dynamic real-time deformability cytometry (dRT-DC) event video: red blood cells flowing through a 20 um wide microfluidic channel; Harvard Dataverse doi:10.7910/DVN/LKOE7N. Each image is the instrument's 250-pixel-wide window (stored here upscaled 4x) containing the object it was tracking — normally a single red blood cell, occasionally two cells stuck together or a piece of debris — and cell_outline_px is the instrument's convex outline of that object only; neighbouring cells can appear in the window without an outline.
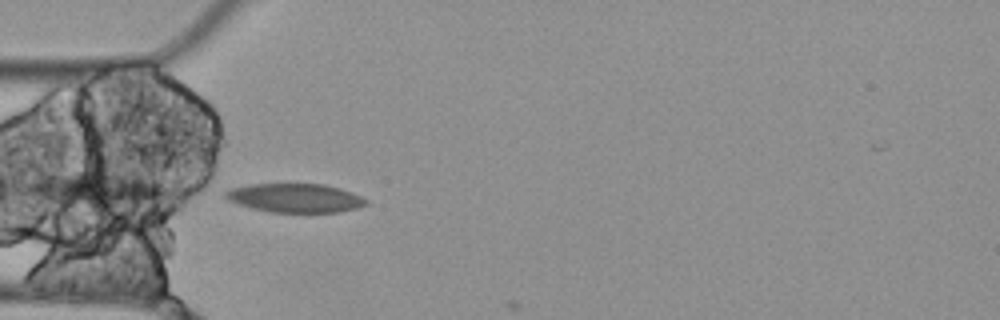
{"species": "Egyptian fruit bat (a non-hibernating species)", "species_latin": "Rousettus aegyptiacus", "temperature_condition": "cold", "stored_images_in_passage": 5, "camera_frame_rate_fps": 3000, "um_per_image_px": 0.085, "animal": {"sex": "female"}, "frame": {"image": 1, "passage_image": 4, "time_ms": 1.0, "image_size_px": [1000, 320], "cell_outline_px": [[368, 204], [356, 208], [340, 212], [268, 212], [236, 204], [228, 200], [224, 196], [224, 192], [232, 188], [252, 184], [324, 184], [360, 196], [368, 200]], "centroid_in_image_um": [25.04, 16.84], "position_along_channel_um": 60.0, "area_um2": 23.47}}